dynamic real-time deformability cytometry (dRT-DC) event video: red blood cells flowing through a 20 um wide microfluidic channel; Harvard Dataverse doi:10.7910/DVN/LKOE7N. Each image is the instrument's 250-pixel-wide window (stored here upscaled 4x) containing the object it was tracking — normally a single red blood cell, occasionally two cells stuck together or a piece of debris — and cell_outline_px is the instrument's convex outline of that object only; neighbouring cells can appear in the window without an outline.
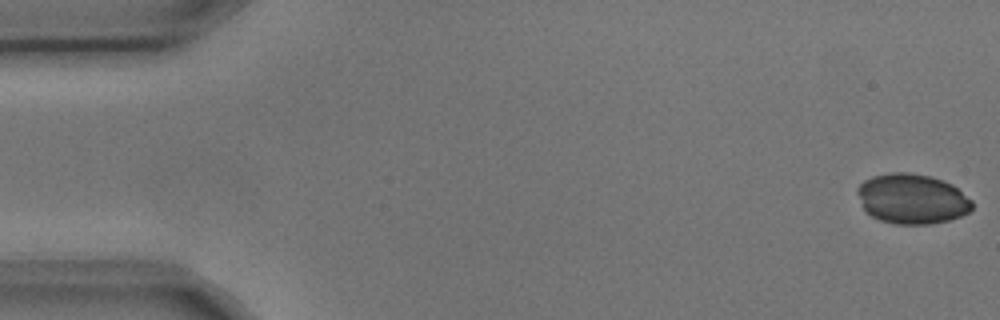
{"species": "common noctule bat (a hibernating species)", "species_latin": "Nyctalus noctula", "temperature_condition": "cold", "stored_images_in_passage": 6, "camera_frame_rate_fps": 3000, "um_per_image_px": 0.085, "animal": {"sex": "male", "body_mass_g": 17.9, "forearm_length_mm": 54.2}, "frame": {"image": 1, "passage_image": 1, "time_ms": 0.0, "image_size_px": [1000, 320], "cell_outline_px": [[972, 208], [968, 212], [960, 216], [948, 220], [932, 224], [892, 224], [880, 220], [872, 216], [864, 208], [856, 192], [856, 188], [864, 180], [872, 176], [892, 172], [908, 172], [932, 176], [944, 180], [952, 184], [972, 200]], "centroid_in_image_um": [77.52, 16.89], "position_along_channel_um": 7.5, "area_um2": 33.58}}
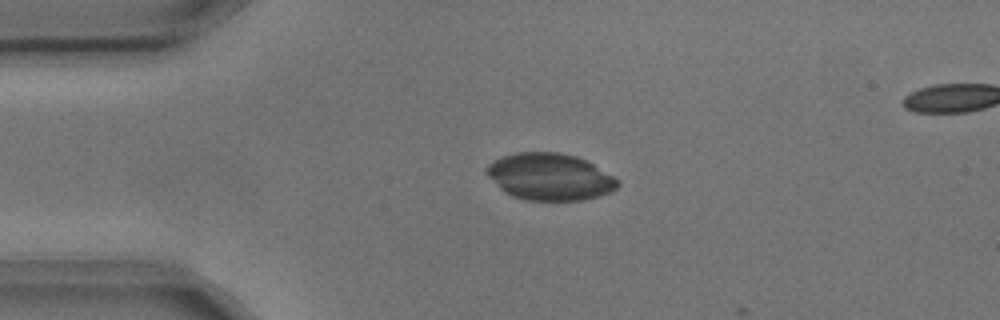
{"frame": {"image": 2, "passage_image": 4, "time_ms": 1.0, "image_size_px": [1000, 320], "cell_outline_px": [[620, 184], [612, 192], [600, 196], [584, 200], [528, 200], [512, 196], [504, 192], [484, 172], [488, 164], [492, 160], [516, 152], [560, 152], [576, 156], [592, 164], [620, 180]], "centroid_in_image_um": [46.73, 15.03], "position_along_channel_um": 38.3, "area_um2": 35.89}}